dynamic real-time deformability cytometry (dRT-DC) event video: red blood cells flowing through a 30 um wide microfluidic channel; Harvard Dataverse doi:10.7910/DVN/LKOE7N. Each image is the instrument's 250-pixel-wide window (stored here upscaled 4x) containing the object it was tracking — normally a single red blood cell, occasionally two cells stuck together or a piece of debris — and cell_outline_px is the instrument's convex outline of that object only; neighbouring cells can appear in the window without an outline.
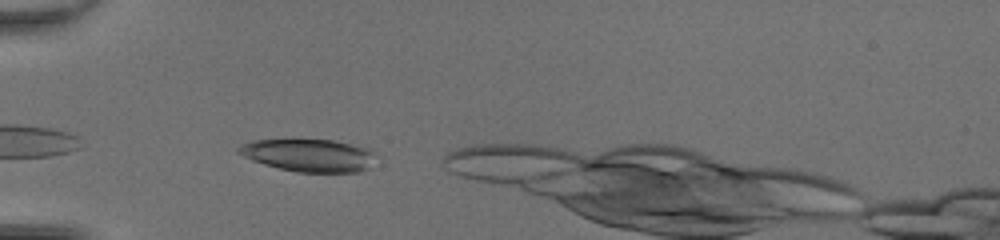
{"species": "common noctule bat (a hibernating species)", "species_latin": "Nyctalus noctula", "temperature_condition": "room temperature", "stored_images_in_passage": 13, "camera_frame_rate_fps": 3000, "um_per_image_px": 0.085, "animal": {"sex": "female", "body_mass_g": 20.0, "forearm_length_mm": 54.0}, "frame": {"image": 1, "passage_image": 3, "time_ms": 0.667, "image_size_px": [1000, 240], "cell_outline_px": [[376, 152], [368, 168], [360, 172], [296, 172], [264, 164], [252, 160], [236, 152], [236, 148], [252, 140], [332, 140], [372, 148]], "centroid_in_image_um": [26.28, 13.2], "position_along_channel_um": 58.7, "area_um2": 26.01}}
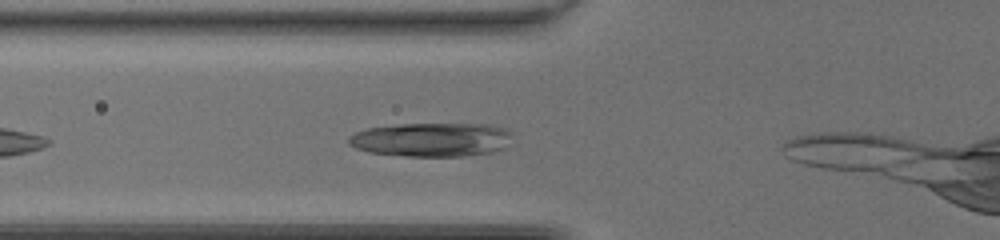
{"frame": {"image": 2, "passage_image": 6, "time_ms": 1.667, "image_size_px": [1000, 240], "cell_outline_px": [[512, 132], [508, 148], [492, 152], [464, 156], [404, 156], [368, 152], [356, 148], [348, 144], [348, 136], [356, 132], [368, 128], [400, 124], [492, 124], [504, 128]], "centroid_in_image_um": [36.72, 11.87], "position_along_channel_um": 89.1, "area_um2": 32.66}}